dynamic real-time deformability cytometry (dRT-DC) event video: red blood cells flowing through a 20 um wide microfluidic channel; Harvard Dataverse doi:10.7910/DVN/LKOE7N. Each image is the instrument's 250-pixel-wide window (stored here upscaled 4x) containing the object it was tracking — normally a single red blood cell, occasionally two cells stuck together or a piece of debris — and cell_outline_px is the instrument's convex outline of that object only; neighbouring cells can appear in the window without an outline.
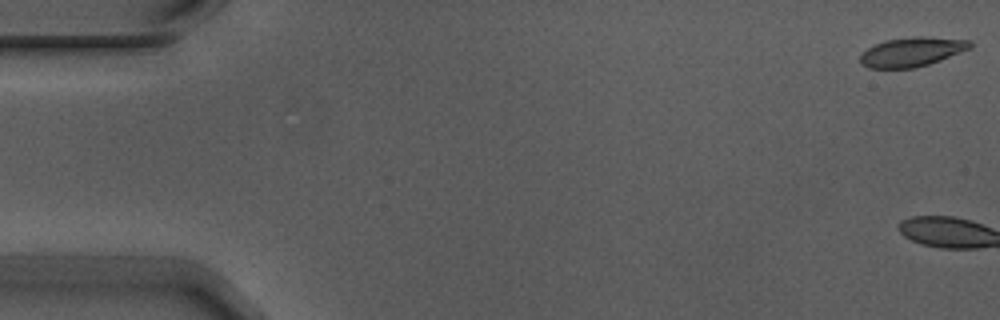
{"species": "Egyptian fruit bat (a non-hibernating species)", "species_latin": "Rousettus aegyptiacus", "temperature_condition": "warm", "stored_images_in_passage": 4, "camera_frame_rate_fps": 3000, "um_per_image_px": 0.085, "animal": {"sex": "male"}, "frame": {"image": 1, "passage_image": 1, "time_ms": 0.0, "image_size_px": [1000, 320], "cell_outline_px": [[972, 48], [940, 60], [916, 68], [868, 68], [860, 64], [860, 56], [868, 48], [884, 40], [916, 36], [924, 36], [972, 40]], "centroid_in_image_um": [77.53, 4.4], "position_along_channel_um": 7.5, "area_um2": 18.84}}